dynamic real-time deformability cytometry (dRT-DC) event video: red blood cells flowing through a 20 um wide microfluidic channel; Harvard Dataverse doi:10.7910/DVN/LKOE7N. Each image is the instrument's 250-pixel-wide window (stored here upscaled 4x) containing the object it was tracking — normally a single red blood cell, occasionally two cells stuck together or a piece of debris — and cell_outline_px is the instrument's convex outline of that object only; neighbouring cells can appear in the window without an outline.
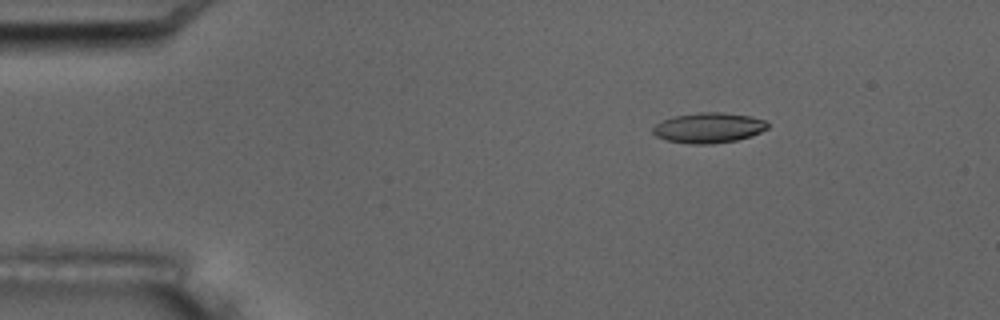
{"species": "common noctule bat (a hibernating species)", "species_latin": "Nyctalus noctula", "temperature_condition": "room temperature", "stored_images_in_passage": 4, "camera_frame_rate_fps": 3000, "um_per_image_px": 0.085, "animal": {"sex": "male", "body_mass_g": 17.5, "forearm_length_mm": 52.3}, "frame": {"image": 1, "passage_image": 2, "time_ms": 1.0, "image_size_px": [1000, 320], "cell_outline_px": [[768, 128], [752, 136], [736, 140], [712, 144], [688, 144], [664, 140], [656, 136], [652, 132], [652, 128], [656, 124], [664, 120], [676, 116], [700, 112], [720, 112], [752, 116], [764, 120], [768, 124]], "centroid_in_image_um": [60.23, 10.87], "position_along_channel_um": 24.8, "area_um2": 20.29}}